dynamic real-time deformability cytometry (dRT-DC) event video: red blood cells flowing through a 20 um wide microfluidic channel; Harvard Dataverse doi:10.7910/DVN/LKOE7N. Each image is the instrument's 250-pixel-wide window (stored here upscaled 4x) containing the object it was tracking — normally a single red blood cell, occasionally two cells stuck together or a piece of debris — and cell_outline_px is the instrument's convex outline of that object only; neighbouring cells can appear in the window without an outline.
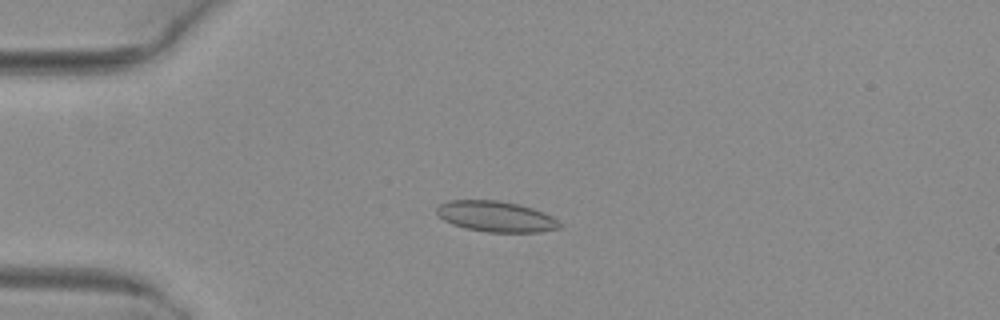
{"species": "common noctule bat (a hibernating species)", "species_latin": "Nyctalus noctula", "temperature_condition": "warm", "stored_images_in_passage": 6, "camera_frame_rate_fps": 3000, "um_per_image_px": 0.085, "animal": {"sex": "female", "body_mass_g": 29.2, "forearm_length_mm": 56.3}, "frame": {"image": 1, "passage_image": 4, "time_ms": 1.0, "image_size_px": [1000, 320], "cell_outline_px": [[564, 224], [560, 228], [540, 232], [488, 232], [464, 228], [452, 224], [444, 220], [436, 212], [436, 208], [440, 204], [448, 200], [500, 200], [520, 204], [544, 212], [552, 216]], "centroid_in_image_um": [42.19, 18.4], "position_along_channel_um": 42.8, "area_um2": 22.25}}
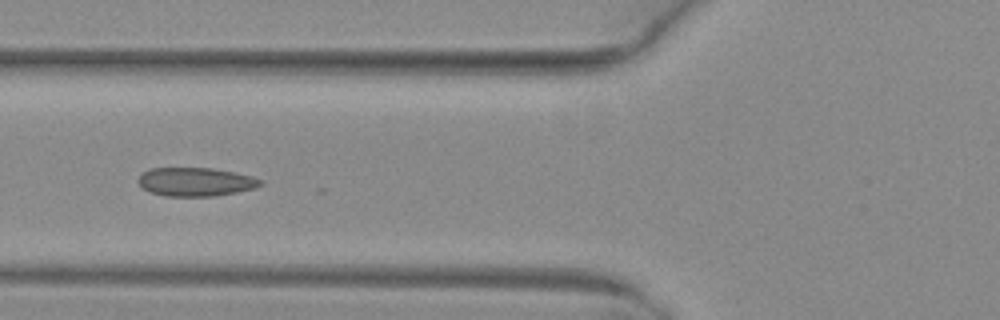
{"frame": {"image": 2, "passage_image": 6, "time_ms": 1.667, "image_size_px": [1000, 320], "cell_outline_px": [[264, 184], [256, 188], [216, 196], [164, 196], [148, 192], [140, 188], [136, 180], [144, 172], [152, 168], [212, 168], [236, 172], [252, 176], [264, 180]], "centroid_in_image_um": [16.63, 15.46], "position_along_channel_um": 109.2, "area_um2": 20.75}}